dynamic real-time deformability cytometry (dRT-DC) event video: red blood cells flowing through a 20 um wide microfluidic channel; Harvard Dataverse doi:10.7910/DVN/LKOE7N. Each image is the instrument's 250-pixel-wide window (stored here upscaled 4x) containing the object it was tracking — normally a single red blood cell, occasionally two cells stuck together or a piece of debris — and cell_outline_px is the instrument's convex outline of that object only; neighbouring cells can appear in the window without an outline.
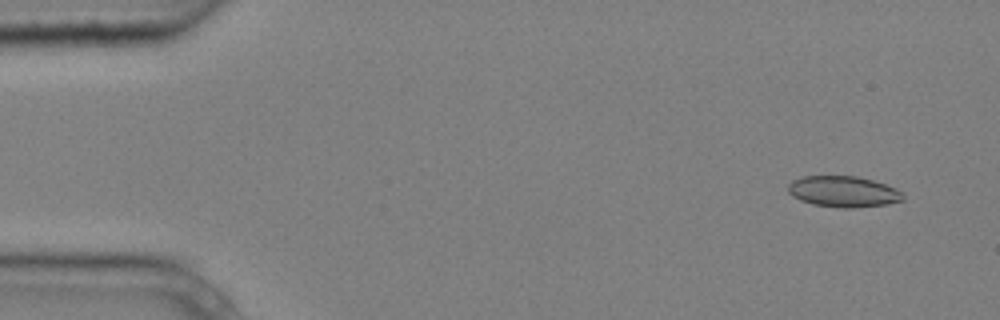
{"species": "common noctule bat (a hibernating species)", "species_latin": "Nyctalus noctula", "temperature_condition": "cold", "stored_images_in_passage": 6, "camera_frame_rate_fps": 3000, "um_per_image_px": 0.085, "animal": {"sex": "male", "body_mass_g": 20.4}, "frame": {"image": 1, "passage_image": 1, "time_ms": 0.0, "image_size_px": [1000, 320], "cell_outline_px": [[904, 200], [888, 204], [852, 208], [840, 208], [812, 204], [800, 200], [792, 196], [788, 192], [788, 184], [792, 180], [804, 176], [856, 176], [872, 180], [896, 188], [904, 196]], "centroid_in_image_um": [71.66, 16.29], "position_along_channel_um": 13.3, "area_um2": 20.81}}
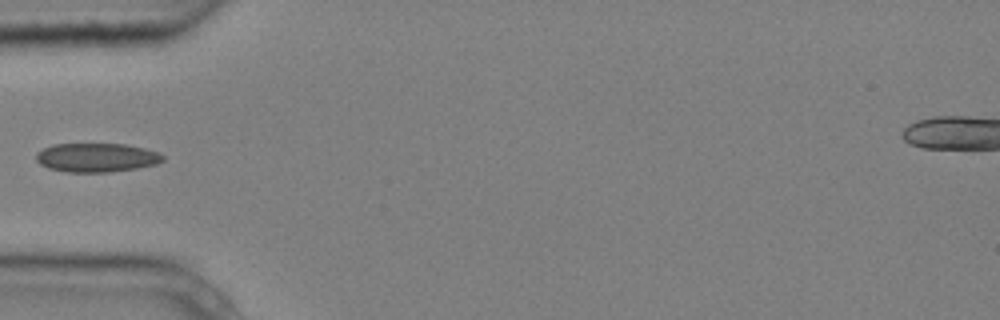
{"frame": {"image": 2, "passage_image": 5, "time_ms": 1.333, "image_size_px": [1000, 320], "cell_outline_px": [[164, 160], [156, 164], [136, 168], [108, 172], [68, 172], [48, 168], [40, 164], [36, 160], [36, 152], [52, 144], [124, 144], [144, 148], [160, 152], [164, 156]], "centroid_in_image_um": [8.21, 13.39], "position_along_channel_um": 76.8, "area_um2": 21.39}}
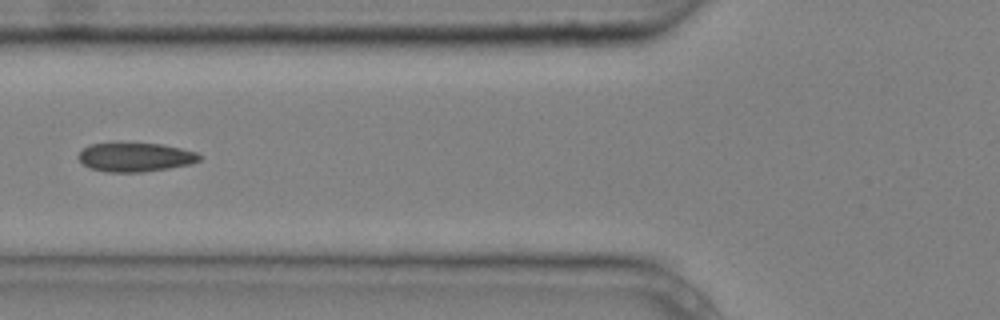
{"frame": {"image": 3, "passage_image": 6, "time_ms": 1.667, "image_size_px": [1000, 320], "cell_outline_px": [[204, 156], [200, 160], [192, 164], [144, 172], [108, 172], [88, 168], [76, 156], [88, 144], [160, 144], [180, 148], [196, 152]], "centroid_in_image_um": [11.52, 13.38], "position_along_channel_um": 114.3, "area_um2": 20.29}}